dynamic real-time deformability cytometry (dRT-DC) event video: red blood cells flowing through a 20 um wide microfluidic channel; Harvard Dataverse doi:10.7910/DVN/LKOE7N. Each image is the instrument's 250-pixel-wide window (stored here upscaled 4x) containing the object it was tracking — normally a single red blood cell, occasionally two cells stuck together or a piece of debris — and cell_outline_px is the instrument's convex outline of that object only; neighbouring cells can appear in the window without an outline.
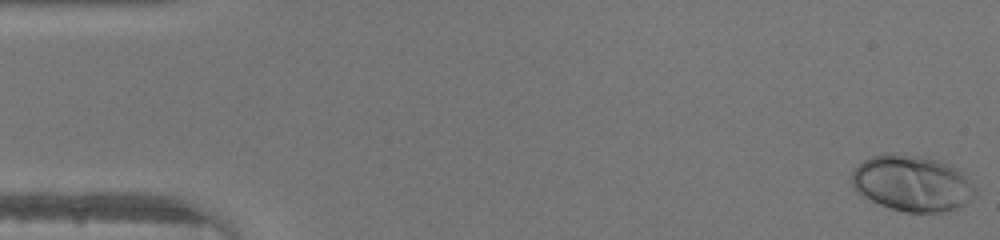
{"species": "human", "species_latin": "Homo sapiens", "temperature_condition": "warm", "stored_images_in_passage": 46, "camera_frame_rate_fps": 3000, "um_per_image_px": 0.085, "donor": {"sex": "male"}, "frame": {"image": 1, "passage_image": 1, "time_ms": 0.0, "image_size_px": [1000, 240], "cell_outline_px": [[980, 192], [976, 196], [964, 204], [956, 208], [940, 212], [908, 212], [892, 208], [880, 204], [856, 192], [852, 188], [852, 172], [864, 160], [872, 156], [896, 152], [924, 156], [948, 164], [956, 168]], "centroid_in_image_um": [77.54, 15.57], "position_along_channel_um": 7.5, "area_um2": 40.17}}
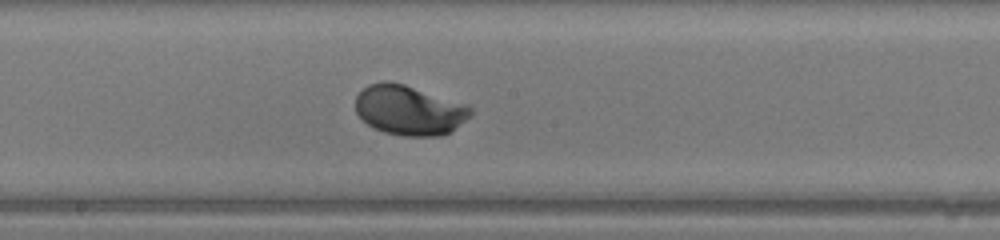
{"frame": {"image": 2, "passage_image": 25, "time_ms": 8.0, "image_size_px": [1000, 240], "cell_outline_px": [[472, 112], [464, 120], [444, 136], [404, 136], [384, 132], [372, 128], [356, 112], [356, 96], [368, 84], [388, 80], [404, 84], [468, 104], [472, 108]], "centroid_in_image_um": [34.77, 9.36], "position_along_channel_um": 213.4, "area_um2": 33.35}}
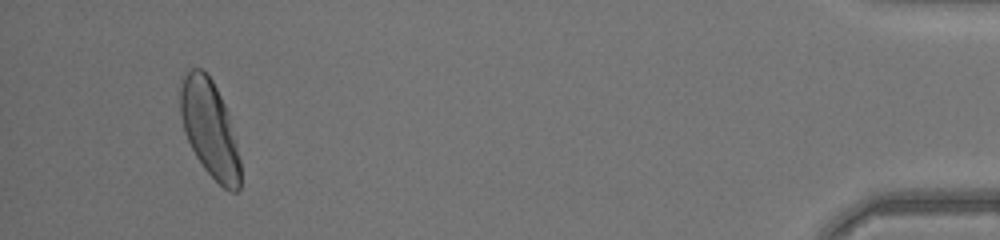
{"frame": {"image": 3, "passage_image": 44, "time_ms": 14.333, "image_size_px": [1000, 240], "cell_outline_px": [[240, 188], [236, 192], [232, 192], [224, 188], [204, 168], [196, 156], [184, 132], [180, 116], [180, 76], [188, 68], [200, 68], [212, 80], [228, 112], [236, 140], [240, 160]], "centroid_in_image_um": [17.8, 10.9], "position_along_channel_um": 417.4, "area_um2": 33.99}}